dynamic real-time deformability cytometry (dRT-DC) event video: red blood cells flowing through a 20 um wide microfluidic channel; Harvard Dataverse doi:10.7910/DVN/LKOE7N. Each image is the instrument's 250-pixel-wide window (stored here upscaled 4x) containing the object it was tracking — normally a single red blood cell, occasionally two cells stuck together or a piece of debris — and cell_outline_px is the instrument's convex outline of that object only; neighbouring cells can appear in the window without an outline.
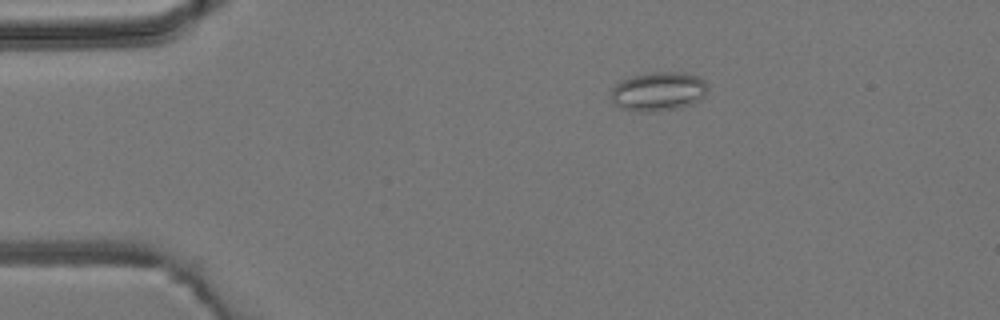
{"species": "common noctule bat (a hibernating species)", "species_latin": "Nyctalus noctula", "temperature_condition": "room temperature", "stored_images_in_passage": 4, "camera_frame_rate_fps": 3000, "um_per_image_px": 0.085, "animal": {"sex": "male", "body_mass_g": 19.2, "forearm_length_mm": 51.8}, "frame": {"image": 1, "passage_image": 1, "time_ms": 0.0, "image_size_px": [1000, 320], "cell_outline_px": [[708, 88], [704, 96], [700, 100], [692, 104], [676, 108], [652, 112], [640, 112], [624, 108], [616, 104], [612, 100], [612, 88], [620, 80], [632, 76], [648, 72], [684, 72], [700, 76], [704, 80]], "centroid_in_image_um": [55.99, 7.75], "position_along_channel_um": 29.0, "area_um2": 22.08}}
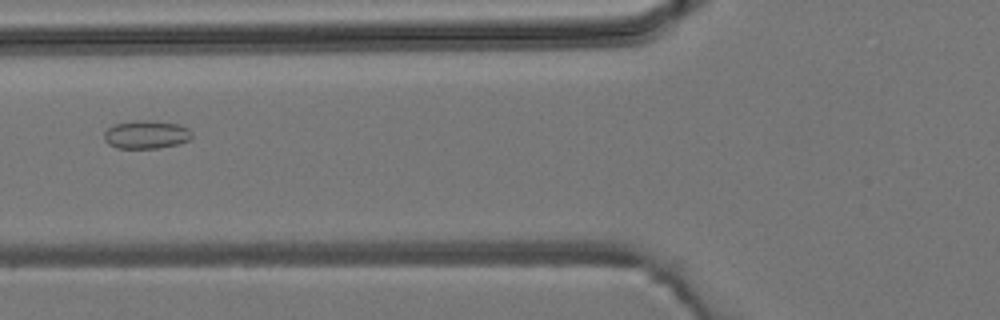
{"frame": {"image": 2, "passage_image": 4, "time_ms": 3.333, "image_size_px": [1000, 320], "cell_outline_px": [[192, 136], [188, 140], [176, 144], [156, 148], [116, 148], [108, 144], [104, 140], [104, 132], [108, 128], [116, 124], [136, 120], [144, 120], [180, 124], [188, 128], [192, 132]], "centroid_in_image_um": [12.42, 11.44], "position_along_channel_um": 113.4, "area_um2": 14.33}}